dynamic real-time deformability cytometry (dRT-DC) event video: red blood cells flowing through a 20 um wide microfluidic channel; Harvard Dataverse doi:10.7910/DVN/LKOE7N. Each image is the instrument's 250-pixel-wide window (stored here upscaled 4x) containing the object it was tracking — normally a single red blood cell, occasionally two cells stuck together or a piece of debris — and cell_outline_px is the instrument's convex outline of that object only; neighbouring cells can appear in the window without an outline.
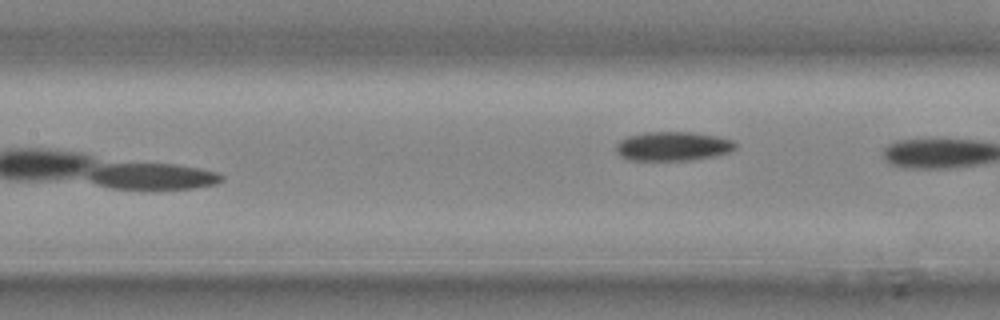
{"species": "common noctule bat (a hibernating species)", "species_latin": "Nyctalus noctula", "temperature_condition": "cold", "stored_images_in_passage": 14, "camera_frame_rate_fps": 3000, "um_per_image_px": 0.085, "animal": {"sex": "male", "body_mass_g": 20.4}, "frame": {"image": 1, "passage_image": 14, "time_ms": 4.333, "image_size_px": [1000, 320], "cell_outline_px": [[736, 148], [728, 152], [688, 160], [628, 160], [620, 156], [616, 152], [616, 144], [620, 140], [628, 136], [644, 132], [692, 132], [720, 136], [732, 140], [736, 144]], "centroid_in_image_um": [57.15, 12.41], "position_along_channel_um": 150.2, "area_um2": 20.17}}